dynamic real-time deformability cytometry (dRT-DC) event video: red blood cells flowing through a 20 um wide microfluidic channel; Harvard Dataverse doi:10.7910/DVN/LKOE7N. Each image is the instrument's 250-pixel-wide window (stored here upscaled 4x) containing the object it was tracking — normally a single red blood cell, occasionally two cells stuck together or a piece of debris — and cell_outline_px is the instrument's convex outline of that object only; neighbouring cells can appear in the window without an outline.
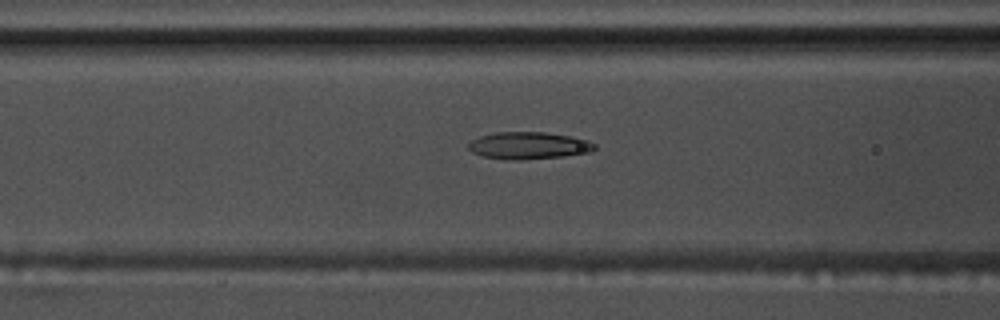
{"species": "common noctule bat (a hibernating species)", "species_latin": "Nyctalus noctula", "temperature_condition": "warm", "stored_images_in_passage": 42, "camera_frame_rate_fps": 3000, "um_per_image_px": 0.085, "animal": {"sex": "male", "body_mass_g": 17.5, "forearm_length_mm": 52.3}, "frame": {"image": 1, "passage_image": 9, "time_ms": 2.667, "image_size_px": [1000, 320], "cell_outline_px": [[596, 148], [592, 152], [560, 156], [520, 160], [508, 160], [484, 156], [472, 152], [468, 148], [468, 144], [472, 140], [480, 136], [496, 132], [544, 132], [568, 136], [588, 140], [596, 144]], "centroid_in_image_um": [44.93, 12.37], "position_along_channel_um": 121.7, "area_um2": 19.83}}
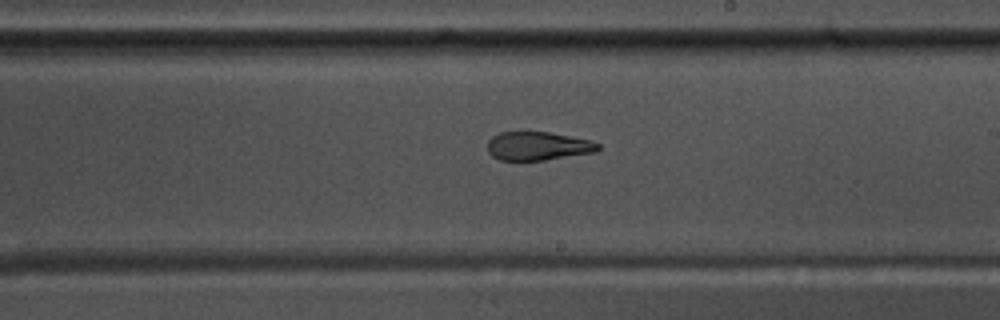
{"frame": {"image": 2, "passage_image": 19, "time_ms": 6.0, "image_size_px": [1000, 320], "cell_outline_px": [[600, 148], [596, 152], [544, 160], [500, 160], [492, 156], [488, 152], [488, 140], [492, 136], [500, 132], [548, 132], [588, 140], [600, 144]], "centroid_in_image_um": [45.7, 12.42], "position_along_channel_um": 243.3, "area_um2": 18.26}}
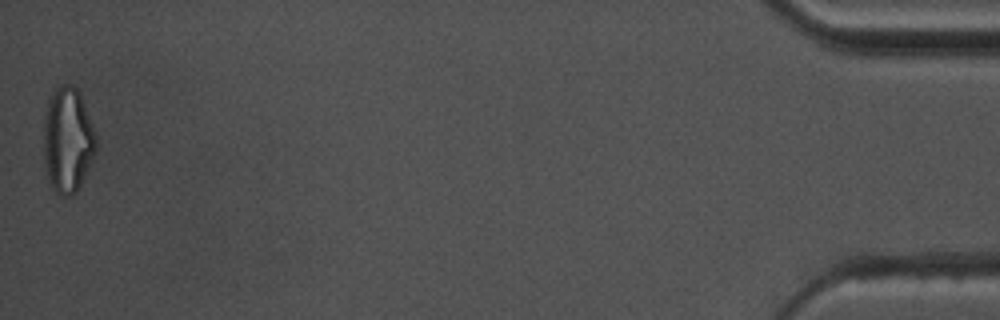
{"frame": {"image": 3, "passage_image": 42, "time_ms": 13.667, "image_size_px": [1000, 320], "cell_outline_px": [[96, 152], [76, 192], [72, 196], [60, 196], [52, 188], [48, 176], [44, 160], [44, 116], [48, 96], [60, 84], [72, 84], [80, 92], [96, 132]], "centroid_in_image_um": [5.75, 11.86], "position_along_channel_um": 429.4, "area_um2": 32.48}, "authors_computed_cell_mechanics": {"area_um2": 20.0855, "velocity_mm_per_s": 3.6577, "shape_relaxation_time_tau1_ms": null, "shape_relaxation_time_tau2_ms": 2.7683, "deformation_change_tau1": null, "deformation_change_tau2": 0.1033}}